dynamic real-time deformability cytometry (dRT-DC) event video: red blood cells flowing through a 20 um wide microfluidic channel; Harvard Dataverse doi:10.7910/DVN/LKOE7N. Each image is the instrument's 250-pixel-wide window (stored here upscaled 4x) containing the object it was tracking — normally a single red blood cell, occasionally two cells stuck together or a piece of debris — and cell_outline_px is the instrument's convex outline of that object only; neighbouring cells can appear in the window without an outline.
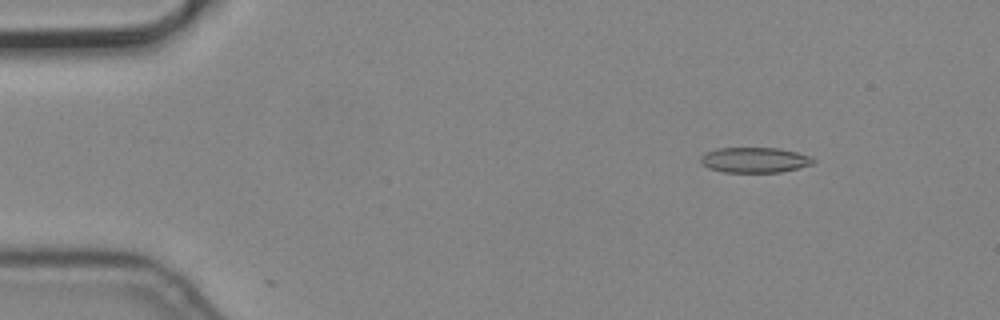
{"species": "common noctule bat (a hibernating species)", "species_latin": "Nyctalus noctula", "temperature_condition": "cold", "stored_images_in_passage": 5, "camera_frame_rate_fps": 3000, "um_per_image_px": 0.085, "animal": {"sex": "male", "body_mass_g": 19.2, "forearm_length_mm": 51.8}, "frame": {"image": 1, "passage_image": 2, "time_ms": 0.333, "image_size_px": [1000, 320], "cell_outline_px": [[816, 160], [812, 164], [780, 172], [724, 172], [708, 168], [700, 160], [700, 156], [708, 152], [720, 148], [776, 148], [796, 152], [812, 156]], "centroid_in_image_um": [64.16, 13.6], "position_along_channel_um": 20.8, "area_um2": 16.42}}
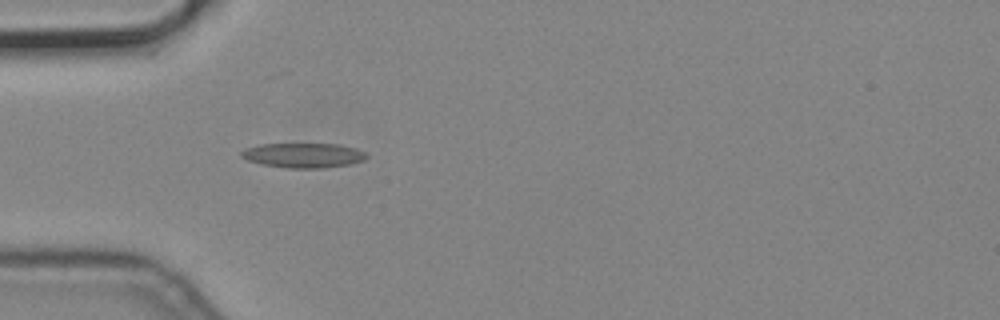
{"frame": {"image": 2, "passage_image": 5, "time_ms": 1.333, "image_size_px": [1000, 320], "cell_outline_px": [[368, 156], [364, 160], [352, 164], [324, 168], [284, 168], [260, 164], [248, 160], [240, 156], [240, 152], [244, 148], [260, 144], [340, 144], [356, 148], [364, 152]], "centroid_in_image_um": [25.78, 13.21], "position_along_channel_um": 59.2, "area_um2": 18.26}}